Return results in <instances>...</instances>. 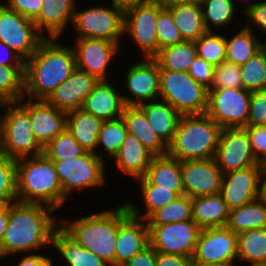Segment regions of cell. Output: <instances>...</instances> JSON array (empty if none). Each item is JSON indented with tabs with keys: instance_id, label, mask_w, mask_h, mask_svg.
Returning a JSON list of instances; mask_svg holds the SVG:
<instances>
[{
	"instance_id": "6da1fadb",
	"label": "cell",
	"mask_w": 266,
	"mask_h": 266,
	"mask_svg": "<svg viewBox=\"0 0 266 266\" xmlns=\"http://www.w3.org/2000/svg\"><path fill=\"white\" fill-rule=\"evenodd\" d=\"M55 212L43 204L20 201L9 203V221L0 246V262L21 253L49 249L52 234L60 225Z\"/></svg>"
},
{
	"instance_id": "7a4b0ae2",
	"label": "cell",
	"mask_w": 266,
	"mask_h": 266,
	"mask_svg": "<svg viewBox=\"0 0 266 266\" xmlns=\"http://www.w3.org/2000/svg\"><path fill=\"white\" fill-rule=\"evenodd\" d=\"M60 39L44 38L25 62L24 97L46 100L76 69L73 45H64Z\"/></svg>"
},
{
	"instance_id": "3957f363",
	"label": "cell",
	"mask_w": 266,
	"mask_h": 266,
	"mask_svg": "<svg viewBox=\"0 0 266 266\" xmlns=\"http://www.w3.org/2000/svg\"><path fill=\"white\" fill-rule=\"evenodd\" d=\"M95 213V214H94ZM85 213L75 220H60V226L82 247L111 266H115V248L119 226L131 215L125 202L115 208ZM90 214V215H89Z\"/></svg>"
},
{
	"instance_id": "277c9868",
	"label": "cell",
	"mask_w": 266,
	"mask_h": 266,
	"mask_svg": "<svg viewBox=\"0 0 266 266\" xmlns=\"http://www.w3.org/2000/svg\"><path fill=\"white\" fill-rule=\"evenodd\" d=\"M17 201L63 207V193L52 160L44 154L16 160Z\"/></svg>"
},
{
	"instance_id": "5b68a950",
	"label": "cell",
	"mask_w": 266,
	"mask_h": 266,
	"mask_svg": "<svg viewBox=\"0 0 266 266\" xmlns=\"http://www.w3.org/2000/svg\"><path fill=\"white\" fill-rule=\"evenodd\" d=\"M222 129L206 113L181 115L167 154L179 161L214 158Z\"/></svg>"
},
{
	"instance_id": "8992f818",
	"label": "cell",
	"mask_w": 266,
	"mask_h": 266,
	"mask_svg": "<svg viewBox=\"0 0 266 266\" xmlns=\"http://www.w3.org/2000/svg\"><path fill=\"white\" fill-rule=\"evenodd\" d=\"M0 112L3 154L15 160L43 154V147L34 137L29 113L18 102H4Z\"/></svg>"
},
{
	"instance_id": "52a82bcc",
	"label": "cell",
	"mask_w": 266,
	"mask_h": 266,
	"mask_svg": "<svg viewBox=\"0 0 266 266\" xmlns=\"http://www.w3.org/2000/svg\"><path fill=\"white\" fill-rule=\"evenodd\" d=\"M59 177L63 206L69 201L72 194H79L84 190L100 188L107 185L106 161L100 159L95 153L86 151L83 155L72 160L52 161Z\"/></svg>"
},
{
	"instance_id": "ba28073f",
	"label": "cell",
	"mask_w": 266,
	"mask_h": 266,
	"mask_svg": "<svg viewBox=\"0 0 266 266\" xmlns=\"http://www.w3.org/2000/svg\"><path fill=\"white\" fill-rule=\"evenodd\" d=\"M96 4L89 8H82L77 5L74 12L72 27L76 38H97L105 39L121 45L124 42V10L110 3Z\"/></svg>"
},
{
	"instance_id": "9c48e42d",
	"label": "cell",
	"mask_w": 266,
	"mask_h": 266,
	"mask_svg": "<svg viewBox=\"0 0 266 266\" xmlns=\"http://www.w3.org/2000/svg\"><path fill=\"white\" fill-rule=\"evenodd\" d=\"M160 100L168 102L180 115L204 114L208 89L187 72L160 69Z\"/></svg>"
},
{
	"instance_id": "30bf717a",
	"label": "cell",
	"mask_w": 266,
	"mask_h": 266,
	"mask_svg": "<svg viewBox=\"0 0 266 266\" xmlns=\"http://www.w3.org/2000/svg\"><path fill=\"white\" fill-rule=\"evenodd\" d=\"M163 8L153 1L138 4L124 10V37L138 46L141 60L158 54L156 22Z\"/></svg>"
},
{
	"instance_id": "8fae6325",
	"label": "cell",
	"mask_w": 266,
	"mask_h": 266,
	"mask_svg": "<svg viewBox=\"0 0 266 266\" xmlns=\"http://www.w3.org/2000/svg\"><path fill=\"white\" fill-rule=\"evenodd\" d=\"M251 92L244 88H214L208 90L206 114L222 128L246 127Z\"/></svg>"
},
{
	"instance_id": "7c38bea8",
	"label": "cell",
	"mask_w": 266,
	"mask_h": 266,
	"mask_svg": "<svg viewBox=\"0 0 266 266\" xmlns=\"http://www.w3.org/2000/svg\"><path fill=\"white\" fill-rule=\"evenodd\" d=\"M43 39L33 20L0 2V42L26 62L37 51Z\"/></svg>"
},
{
	"instance_id": "4fadbf2b",
	"label": "cell",
	"mask_w": 266,
	"mask_h": 266,
	"mask_svg": "<svg viewBox=\"0 0 266 266\" xmlns=\"http://www.w3.org/2000/svg\"><path fill=\"white\" fill-rule=\"evenodd\" d=\"M149 244L156 252L192 258L201 228L194 220L148 225Z\"/></svg>"
},
{
	"instance_id": "5bb4252c",
	"label": "cell",
	"mask_w": 266,
	"mask_h": 266,
	"mask_svg": "<svg viewBox=\"0 0 266 266\" xmlns=\"http://www.w3.org/2000/svg\"><path fill=\"white\" fill-rule=\"evenodd\" d=\"M126 69L123 84L127 89L122 94L125 105L139 106L160 99V67L153 58L137 59Z\"/></svg>"
},
{
	"instance_id": "9a60e30c",
	"label": "cell",
	"mask_w": 266,
	"mask_h": 266,
	"mask_svg": "<svg viewBox=\"0 0 266 266\" xmlns=\"http://www.w3.org/2000/svg\"><path fill=\"white\" fill-rule=\"evenodd\" d=\"M74 51L76 68L93 75L98 80H109L115 57L120 55L122 49L118 44L97 38H76Z\"/></svg>"
},
{
	"instance_id": "2e32d148",
	"label": "cell",
	"mask_w": 266,
	"mask_h": 266,
	"mask_svg": "<svg viewBox=\"0 0 266 266\" xmlns=\"http://www.w3.org/2000/svg\"><path fill=\"white\" fill-rule=\"evenodd\" d=\"M214 160L223 174L250 166H263L256 160L244 128L222 129Z\"/></svg>"
},
{
	"instance_id": "e0dca14e",
	"label": "cell",
	"mask_w": 266,
	"mask_h": 266,
	"mask_svg": "<svg viewBox=\"0 0 266 266\" xmlns=\"http://www.w3.org/2000/svg\"><path fill=\"white\" fill-rule=\"evenodd\" d=\"M192 261L236 263L237 234L227 226L201 229Z\"/></svg>"
},
{
	"instance_id": "ac0fdd59",
	"label": "cell",
	"mask_w": 266,
	"mask_h": 266,
	"mask_svg": "<svg viewBox=\"0 0 266 266\" xmlns=\"http://www.w3.org/2000/svg\"><path fill=\"white\" fill-rule=\"evenodd\" d=\"M263 172V166H250L223 174L220 194L230 210L261 196Z\"/></svg>"
},
{
	"instance_id": "d6986e66",
	"label": "cell",
	"mask_w": 266,
	"mask_h": 266,
	"mask_svg": "<svg viewBox=\"0 0 266 266\" xmlns=\"http://www.w3.org/2000/svg\"><path fill=\"white\" fill-rule=\"evenodd\" d=\"M184 194L197 198L220 193L223 172L214 158L180 161Z\"/></svg>"
},
{
	"instance_id": "ffe728a7",
	"label": "cell",
	"mask_w": 266,
	"mask_h": 266,
	"mask_svg": "<svg viewBox=\"0 0 266 266\" xmlns=\"http://www.w3.org/2000/svg\"><path fill=\"white\" fill-rule=\"evenodd\" d=\"M18 103L29 113L34 137L43 148L67 129V112L46 100L23 97Z\"/></svg>"
},
{
	"instance_id": "44dd1931",
	"label": "cell",
	"mask_w": 266,
	"mask_h": 266,
	"mask_svg": "<svg viewBox=\"0 0 266 266\" xmlns=\"http://www.w3.org/2000/svg\"><path fill=\"white\" fill-rule=\"evenodd\" d=\"M98 82L93 75L76 68L65 82L56 87L46 101L66 112L80 109Z\"/></svg>"
},
{
	"instance_id": "7402d4cb",
	"label": "cell",
	"mask_w": 266,
	"mask_h": 266,
	"mask_svg": "<svg viewBox=\"0 0 266 266\" xmlns=\"http://www.w3.org/2000/svg\"><path fill=\"white\" fill-rule=\"evenodd\" d=\"M41 11L33 20L44 38H60L72 25L77 0H42Z\"/></svg>"
},
{
	"instance_id": "603a6c76",
	"label": "cell",
	"mask_w": 266,
	"mask_h": 266,
	"mask_svg": "<svg viewBox=\"0 0 266 266\" xmlns=\"http://www.w3.org/2000/svg\"><path fill=\"white\" fill-rule=\"evenodd\" d=\"M109 80H99L91 93L85 98L82 110L93 114L103 121L114 120L121 117L126 106L122 97L123 87Z\"/></svg>"
},
{
	"instance_id": "cb8c5ba5",
	"label": "cell",
	"mask_w": 266,
	"mask_h": 266,
	"mask_svg": "<svg viewBox=\"0 0 266 266\" xmlns=\"http://www.w3.org/2000/svg\"><path fill=\"white\" fill-rule=\"evenodd\" d=\"M149 245L147 221L130 215L118 229L115 266H122Z\"/></svg>"
},
{
	"instance_id": "d4e9b609",
	"label": "cell",
	"mask_w": 266,
	"mask_h": 266,
	"mask_svg": "<svg viewBox=\"0 0 266 266\" xmlns=\"http://www.w3.org/2000/svg\"><path fill=\"white\" fill-rule=\"evenodd\" d=\"M154 156L135 136L127 133L112 164L115 163L116 168H119L122 174L135 180L146 174Z\"/></svg>"
},
{
	"instance_id": "484cf974",
	"label": "cell",
	"mask_w": 266,
	"mask_h": 266,
	"mask_svg": "<svg viewBox=\"0 0 266 266\" xmlns=\"http://www.w3.org/2000/svg\"><path fill=\"white\" fill-rule=\"evenodd\" d=\"M58 252L67 266H111L105 260L82 247L60 225L52 234L51 249Z\"/></svg>"
},
{
	"instance_id": "4316f807",
	"label": "cell",
	"mask_w": 266,
	"mask_h": 266,
	"mask_svg": "<svg viewBox=\"0 0 266 266\" xmlns=\"http://www.w3.org/2000/svg\"><path fill=\"white\" fill-rule=\"evenodd\" d=\"M127 132L135 136L155 156L165 155L168 146L154 132L139 106H125L121 115Z\"/></svg>"
},
{
	"instance_id": "83f0119b",
	"label": "cell",
	"mask_w": 266,
	"mask_h": 266,
	"mask_svg": "<svg viewBox=\"0 0 266 266\" xmlns=\"http://www.w3.org/2000/svg\"><path fill=\"white\" fill-rule=\"evenodd\" d=\"M144 177L159 188L184 195L180 161L168 154L154 156Z\"/></svg>"
},
{
	"instance_id": "f1b7e54d",
	"label": "cell",
	"mask_w": 266,
	"mask_h": 266,
	"mask_svg": "<svg viewBox=\"0 0 266 266\" xmlns=\"http://www.w3.org/2000/svg\"><path fill=\"white\" fill-rule=\"evenodd\" d=\"M139 107L154 132L168 146L173 140L181 115L168 102L160 99L142 103Z\"/></svg>"
},
{
	"instance_id": "f546056e",
	"label": "cell",
	"mask_w": 266,
	"mask_h": 266,
	"mask_svg": "<svg viewBox=\"0 0 266 266\" xmlns=\"http://www.w3.org/2000/svg\"><path fill=\"white\" fill-rule=\"evenodd\" d=\"M193 220L201 229L223 227L229 220L230 209L220 193L192 198Z\"/></svg>"
},
{
	"instance_id": "4dcf8cb0",
	"label": "cell",
	"mask_w": 266,
	"mask_h": 266,
	"mask_svg": "<svg viewBox=\"0 0 266 266\" xmlns=\"http://www.w3.org/2000/svg\"><path fill=\"white\" fill-rule=\"evenodd\" d=\"M103 122L81 108L67 112V130L85 151H96L98 134Z\"/></svg>"
},
{
	"instance_id": "1f68e13d",
	"label": "cell",
	"mask_w": 266,
	"mask_h": 266,
	"mask_svg": "<svg viewBox=\"0 0 266 266\" xmlns=\"http://www.w3.org/2000/svg\"><path fill=\"white\" fill-rule=\"evenodd\" d=\"M139 185L140 196L143 199V206L145 209H139L138 205H135L127 200V204L130 214L133 217L147 220L156 210L166 206L173 202L179 195L176 192L169 189L159 188L157 185L151 184L144 176L134 180ZM143 210L144 212L142 213Z\"/></svg>"
},
{
	"instance_id": "d6a6232c",
	"label": "cell",
	"mask_w": 266,
	"mask_h": 266,
	"mask_svg": "<svg viewBox=\"0 0 266 266\" xmlns=\"http://www.w3.org/2000/svg\"><path fill=\"white\" fill-rule=\"evenodd\" d=\"M168 10L184 40L196 41L207 32L203 23L200 0L176 5Z\"/></svg>"
},
{
	"instance_id": "836d02e7",
	"label": "cell",
	"mask_w": 266,
	"mask_h": 266,
	"mask_svg": "<svg viewBox=\"0 0 266 266\" xmlns=\"http://www.w3.org/2000/svg\"><path fill=\"white\" fill-rule=\"evenodd\" d=\"M237 29V31H236ZM234 28L233 36H225L226 40V60L235 65L242 66L252 56L261 50L263 40L259 39V35L240 26V29Z\"/></svg>"
},
{
	"instance_id": "e575fe53",
	"label": "cell",
	"mask_w": 266,
	"mask_h": 266,
	"mask_svg": "<svg viewBox=\"0 0 266 266\" xmlns=\"http://www.w3.org/2000/svg\"><path fill=\"white\" fill-rule=\"evenodd\" d=\"M234 233L266 227V202L259 198L230 210L226 225Z\"/></svg>"
},
{
	"instance_id": "d590c367",
	"label": "cell",
	"mask_w": 266,
	"mask_h": 266,
	"mask_svg": "<svg viewBox=\"0 0 266 266\" xmlns=\"http://www.w3.org/2000/svg\"><path fill=\"white\" fill-rule=\"evenodd\" d=\"M237 261L250 266L266 265V227L237 234Z\"/></svg>"
},
{
	"instance_id": "8d00e7d4",
	"label": "cell",
	"mask_w": 266,
	"mask_h": 266,
	"mask_svg": "<svg viewBox=\"0 0 266 266\" xmlns=\"http://www.w3.org/2000/svg\"><path fill=\"white\" fill-rule=\"evenodd\" d=\"M200 3L207 32H219L231 28L230 24L234 23L235 16L238 15L239 7L233 0H200Z\"/></svg>"
},
{
	"instance_id": "74e56055",
	"label": "cell",
	"mask_w": 266,
	"mask_h": 266,
	"mask_svg": "<svg viewBox=\"0 0 266 266\" xmlns=\"http://www.w3.org/2000/svg\"><path fill=\"white\" fill-rule=\"evenodd\" d=\"M197 48L194 41H183L173 46L160 49L153 58L160 69L187 72L197 57Z\"/></svg>"
},
{
	"instance_id": "f35d334b",
	"label": "cell",
	"mask_w": 266,
	"mask_h": 266,
	"mask_svg": "<svg viewBox=\"0 0 266 266\" xmlns=\"http://www.w3.org/2000/svg\"><path fill=\"white\" fill-rule=\"evenodd\" d=\"M127 133L126 125L121 117L104 121L98 134L94 153L103 161H105L104 155L107 153L106 155L113 160L118 154ZM99 148L102 149V152Z\"/></svg>"
},
{
	"instance_id": "ab89813d",
	"label": "cell",
	"mask_w": 266,
	"mask_h": 266,
	"mask_svg": "<svg viewBox=\"0 0 266 266\" xmlns=\"http://www.w3.org/2000/svg\"><path fill=\"white\" fill-rule=\"evenodd\" d=\"M188 220H193L192 198L184 194L156 210L146 221L148 225H162Z\"/></svg>"
},
{
	"instance_id": "60d3db41",
	"label": "cell",
	"mask_w": 266,
	"mask_h": 266,
	"mask_svg": "<svg viewBox=\"0 0 266 266\" xmlns=\"http://www.w3.org/2000/svg\"><path fill=\"white\" fill-rule=\"evenodd\" d=\"M25 66H0V99L19 102L24 97Z\"/></svg>"
},
{
	"instance_id": "b9f144b4",
	"label": "cell",
	"mask_w": 266,
	"mask_h": 266,
	"mask_svg": "<svg viewBox=\"0 0 266 266\" xmlns=\"http://www.w3.org/2000/svg\"><path fill=\"white\" fill-rule=\"evenodd\" d=\"M194 42L198 57L213 66L226 60V40L223 32H206Z\"/></svg>"
},
{
	"instance_id": "7bdbcfd3",
	"label": "cell",
	"mask_w": 266,
	"mask_h": 266,
	"mask_svg": "<svg viewBox=\"0 0 266 266\" xmlns=\"http://www.w3.org/2000/svg\"><path fill=\"white\" fill-rule=\"evenodd\" d=\"M85 152L67 129L43 148V154L52 161L72 160Z\"/></svg>"
},
{
	"instance_id": "ee69618b",
	"label": "cell",
	"mask_w": 266,
	"mask_h": 266,
	"mask_svg": "<svg viewBox=\"0 0 266 266\" xmlns=\"http://www.w3.org/2000/svg\"><path fill=\"white\" fill-rule=\"evenodd\" d=\"M240 68L244 89L250 92L266 89V57L262 49Z\"/></svg>"
},
{
	"instance_id": "f6af8a7d",
	"label": "cell",
	"mask_w": 266,
	"mask_h": 266,
	"mask_svg": "<svg viewBox=\"0 0 266 266\" xmlns=\"http://www.w3.org/2000/svg\"><path fill=\"white\" fill-rule=\"evenodd\" d=\"M17 201L16 160L0 153V205Z\"/></svg>"
},
{
	"instance_id": "bcb514c9",
	"label": "cell",
	"mask_w": 266,
	"mask_h": 266,
	"mask_svg": "<svg viewBox=\"0 0 266 266\" xmlns=\"http://www.w3.org/2000/svg\"><path fill=\"white\" fill-rule=\"evenodd\" d=\"M156 34L158 40V52L160 49L185 41L177 26L174 24L171 12L166 8H163L158 13Z\"/></svg>"
},
{
	"instance_id": "7dc6e473",
	"label": "cell",
	"mask_w": 266,
	"mask_h": 266,
	"mask_svg": "<svg viewBox=\"0 0 266 266\" xmlns=\"http://www.w3.org/2000/svg\"><path fill=\"white\" fill-rule=\"evenodd\" d=\"M243 88L241 68L227 60L215 66L210 89Z\"/></svg>"
},
{
	"instance_id": "c3c4849f",
	"label": "cell",
	"mask_w": 266,
	"mask_h": 266,
	"mask_svg": "<svg viewBox=\"0 0 266 266\" xmlns=\"http://www.w3.org/2000/svg\"><path fill=\"white\" fill-rule=\"evenodd\" d=\"M266 126V89L251 92L246 126Z\"/></svg>"
},
{
	"instance_id": "681fc988",
	"label": "cell",
	"mask_w": 266,
	"mask_h": 266,
	"mask_svg": "<svg viewBox=\"0 0 266 266\" xmlns=\"http://www.w3.org/2000/svg\"><path fill=\"white\" fill-rule=\"evenodd\" d=\"M248 133L251 149L260 164L266 162V126H246L244 127Z\"/></svg>"
},
{
	"instance_id": "f907efd6",
	"label": "cell",
	"mask_w": 266,
	"mask_h": 266,
	"mask_svg": "<svg viewBox=\"0 0 266 266\" xmlns=\"http://www.w3.org/2000/svg\"><path fill=\"white\" fill-rule=\"evenodd\" d=\"M245 21L247 24L244 26L253 31L262 32L263 38L266 37V0L258 1L248 12L245 14ZM249 23V24H248ZM266 41V38H264Z\"/></svg>"
},
{
	"instance_id": "816d5d0a",
	"label": "cell",
	"mask_w": 266,
	"mask_h": 266,
	"mask_svg": "<svg viewBox=\"0 0 266 266\" xmlns=\"http://www.w3.org/2000/svg\"><path fill=\"white\" fill-rule=\"evenodd\" d=\"M215 66L206 62L200 57H196L190 66L188 74L199 84L208 90L211 87Z\"/></svg>"
},
{
	"instance_id": "f5cc1de1",
	"label": "cell",
	"mask_w": 266,
	"mask_h": 266,
	"mask_svg": "<svg viewBox=\"0 0 266 266\" xmlns=\"http://www.w3.org/2000/svg\"><path fill=\"white\" fill-rule=\"evenodd\" d=\"M2 1L9 9L20 15L34 20L41 11L42 0H4Z\"/></svg>"
},
{
	"instance_id": "db71d44e",
	"label": "cell",
	"mask_w": 266,
	"mask_h": 266,
	"mask_svg": "<svg viewBox=\"0 0 266 266\" xmlns=\"http://www.w3.org/2000/svg\"><path fill=\"white\" fill-rule=\"evenodd\" d=\"M122 266H156V251L149 244Z\"/></svg>"
},
{
	"instance_id": "11a10c76",
	"label": "cell",
	"mask_w": 266,
	"mask_h": 266,
	"mask_svg": "<svg viewBox=\"0 0 266 266\" xmlns=\"http://www.w3.org/2000/svg\"><path fill=\"white\" fill-rule=\"evenodd\" d=\"M20 261H18L17 265L14 266H54L55 263L54 258L49 256H45L42 253L36 254V252L25 253L24 257H20Z\"/></svg>"
},
{
	"instance_id": "9f6ffc18",
	"label": "cell",
	"mask_w": 266,
	"mask_h": 266,
	"mask_svg": "<svg viewBox=\"0 0 266 266\" xmlns=\"http://www.w3.org/2000/svg\"><path fill=\"white\" fill-rule=\"evenodd\" d=\"M156 266H193L192 258L156 252Z\"/></svg>"
},
{
	"instance_id": "6f0895ef",
	"label": "cell",
	"mask_w": 266,
	"mask_h": 266,
	"mask_svg": "<svg viewBox=\"0 0 266 266\" xmlns=\"http://www.w3.org/2000/svg\"><path fill=\"white\" fill-rule=\"evenodd\" d=\"M0 66H25V61L3 42H0Z\"/></svg>"
},
{
	"instance_id": "680465c9",
	"label": "cell",
	"mask_w": 266,
	"mask_h": 266,
	"mask_svg": "<svg viewBox=\"0 0 266 266\" xmlns=\"http://www.w3.org/2000/svg\"><path fill=\"white\" fill-rule=\"evenodd\" d=\"M9 221V204L0 205V246Z\"/></svg>"
},
{
	"instance_id": "91938a15",
	"label": "cell",
	"mask_w": 266,
	"mask_h": 266,
	"mask_svg": "<svg viewBox=\"0 0 266 266\" xmlns=\"http://www.w3.org/2000/svg\"><path fill=\"white\" fill-rule=\"evenodd\" d=\"M149 1H152V0H109L108 3H112L113 5H116L117 7H120L121 9L126 10L129 7H132L138 4H143Z\"/></svg>"
},
{
	"instance_id": "94428289",
	"label": "cell",
	"mask_w": 266,
	"mask_h": 266,
	"mask_svg": "<svg viewBox=\"0 0 266 266\" xmlns=\"http://www.w3.org/2000/svg\"><path fill=\"white\" fill-rule=\"evenodd\" d=\"M155 3H158L162 8H170L176 5H181L184 3H188L191 1H197V0H152Z\"/></svg>"
},
{
	"instance_id": "6125c7cd",
	"label": "cell",
	"mask_w": 266,
	"mask_h": 266,
	"mask_svg": "<svg viewBox=\"0 0 266 266\" xmlns=\"http://www.w3.org/2000/svg\"><path fill=\"white\" fill-rule=\"evenodd\" d=\"M236 1H238V0H233V2H235V3H237ZM241 1V3H244V4H242L243 5V10H242V12H243V15L246 13V12H248L258 1H261V0H240ZM247 3V4H246Z\"/></svg>"
},
{
	"instance_id": "be15d7a7",
	"label": "cell",
	"mask_w": 266,
	"mask_h": 266,
	"mask_svg": "<svg viewBox=\"0 0 266 266\" xmlns=\"http://www.w3.org/2000/svg\"><path fill=\"white\" fill-rule=\"evenodd\" d=\"M236 263H207V262H193V266H235Z\"/></svg>"
},
{
	"instance_id": "e7e4bbea",
	"label": "cell",
	"mask_w": 266,
	"mask_h": 266,
	"mask_svg": "<svg viewBox=\"0 0 266 266\" xmlns=\"http://www.w3.org/2000/svg\"><path fill=\"white\" fill-rule=\"evenodd\" d=\"M261 197L266 202V171L263 172V177H262Z\"/></svg>"
},
{
	"instance_id": "03108f58",
	"label": "cell",
	"mask_w": 266,
	"mask_h": 266,
	"mask_svg": "<svg viewBox=\"0 0 266 266\" xmlns=\"http://www.w3.org/2000/svg\"><path fill=\"white\" fill-rule=\"evenodd\" d=\"M261 49L263 50L265 57H266V41L262 42Z\"/></svg>"
},
{
	"instance_id": "003e7915",
	"label": "cell",
	"mask_w": 266,
	"mask_h": 266,
	"mask_svg": "<svg viewBox=\"0 0 266 266\" xmlns=\"http://www.w3.org/2000/svg\"><path fill=\"white\" fill-rule=\"evenodd\" d=\"M4 102L0 99V111L2 109V106H3ZM1 114V113H0Z\"/></svg>"
},
{
	"instance_id": "a7ac6f4b",
	"label": "cell",
	"mask_w": 266,
	"mask_h": 266,
	"mask_svg": "<svg viewBox=\"0 0 266 266\" xmlns=\"http://www.w3.org/2000/svg\"><path fill=\"white\" fill-rule=\"evenodd\" d=\"M263 170L266 171V162L263 164Z\"/></svg>"
}]
</instances>
